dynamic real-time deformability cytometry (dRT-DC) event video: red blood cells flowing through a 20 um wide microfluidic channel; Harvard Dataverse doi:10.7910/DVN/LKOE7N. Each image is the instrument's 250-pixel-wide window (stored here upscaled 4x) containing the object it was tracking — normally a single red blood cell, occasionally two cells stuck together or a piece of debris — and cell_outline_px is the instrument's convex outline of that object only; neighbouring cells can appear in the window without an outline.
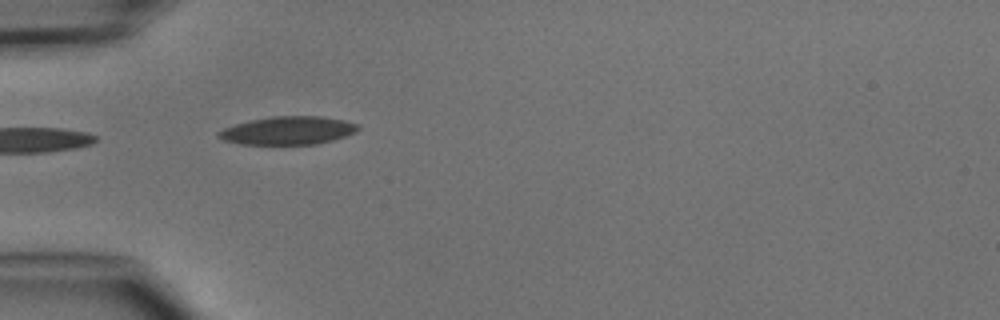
{"species": "common noctule bat (a hibernating species)", "species_latin": "Nyctalus noctula", "temperature_condition": "cold", "stored_images_in_passage": 2, "camera_frame_rate_fps": 3000, "um_per_image_px": 0.085, "animal": {"sex": "male", "body_mass_g": 15.6}, "frame": {"image": 1, "passage_image": 2, "time_ms": 1.0, "image_size_px": [1000, 320], "cell_outline_px": [[360, 128], [356, 132], [332, 140], [316, 144], [240, 144], [224, 140], [216, 136], [216, 132], [224, 128], [236, 124], [252, 120], [272, 116], [320, 116], [344, 120], [360, 124]], "centroid_in_image_um": [24.49, 11.09], "position_along_channel_um": 60.5, "area_um2": 22.83}}